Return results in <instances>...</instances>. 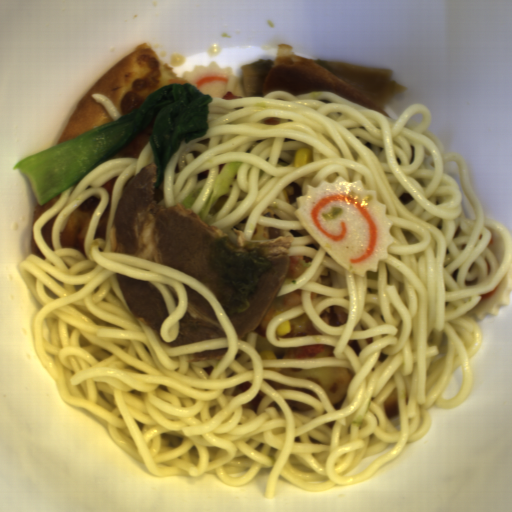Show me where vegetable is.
I'll return each mask as SVG.
<instances>
[{
  "label": "vegetable",
  "mask_w": 512,
  "mask_h": 512,
  "mask_svg": "<svg viewBox=\"0 0 512 512\" xmlns=\"http://www.w3.org/2000/svg\"><path fill=\"white\" fill-rule=\"evenodd\" d=\"M211 94L193 83H173L146 96L139 108L93 127L83 135L62 141L30 155L11 168H19L40 206L72 187L87 173L147 131L152 163L157 165L156 188L172 154L192 139L207 135Z\"/></svg>",
  "instance_id": "add77e79"
}]
</instances>
